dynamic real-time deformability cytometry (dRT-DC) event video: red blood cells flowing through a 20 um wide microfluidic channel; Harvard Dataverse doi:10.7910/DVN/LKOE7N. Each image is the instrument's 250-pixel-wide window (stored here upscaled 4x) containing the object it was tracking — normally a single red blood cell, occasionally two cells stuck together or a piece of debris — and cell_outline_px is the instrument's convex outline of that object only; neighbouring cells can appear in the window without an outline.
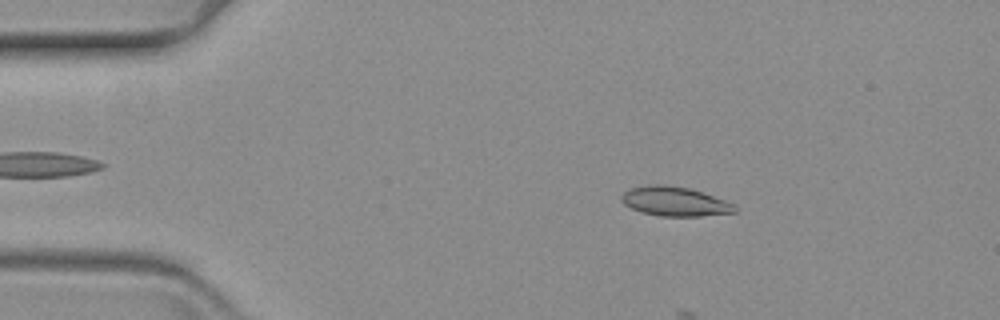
{"species": "common noctule bat (a hibernating species)", "species_latin": "Nyctalus noctula", "temperature_condition": "warm", "stored_images_in_passage": 17, "camera_frame_rate_fps": 3000, "um_per_image_px": 0.085, "animal": {"sex": "female", "body_mass_g": 19.3, "forearm_length_mm": 54.1}, "frame": {"image": 1, "passage_image": 3, "time_ms": 0.667, "image_size_px": [1000, 320], "cell_outline_px": [[736, 212], [700, 216], [660, 216], [640, 212], [624, 204], [620, 200], [620, 196], [628, 188], [648, 184], [664, 184], [688, 188], [736, 204]], "centroid_in_image_um": [57.3, 17.12], "position_along_channel_um": 27.7, "area_um2": 19.42}}